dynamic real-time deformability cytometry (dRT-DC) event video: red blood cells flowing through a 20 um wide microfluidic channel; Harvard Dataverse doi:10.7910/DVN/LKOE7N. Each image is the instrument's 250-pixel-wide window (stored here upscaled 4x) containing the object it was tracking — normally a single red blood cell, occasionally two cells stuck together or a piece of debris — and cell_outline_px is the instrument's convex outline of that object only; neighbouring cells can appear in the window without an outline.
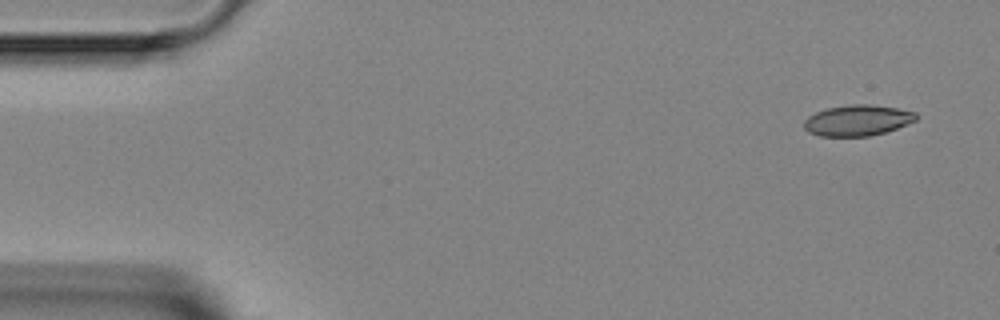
{"species": "Egyptian fruit bat (a non-hibernating species)", "species_latin": "Rousettus aegyptiacus", "temperature_condition": "room temperature", "stored_images_in_passage": 5, "camera_frame_rate_fps": 3000, "um_per_image_px": 0.085, "animal": {"sex": "female"}, "frame": {"image": 1, "passage_image": 1, "time_ms": 0.0, "image_size_px": [1000, 320], "cell_outline_px": [[916, 120], [896, 128], [884, 132], [868, 136], [820, 136], [808, 132], [804, 128], [804, 120], [808, 116], [816, 112], [828, 108], [852, 104], [868, 104], [896, 108], [916, 112]], "centroid_in_image_um": [72.85, 10.23], "position_along_channel_um": 12.1, "area_um2": 19.94}}
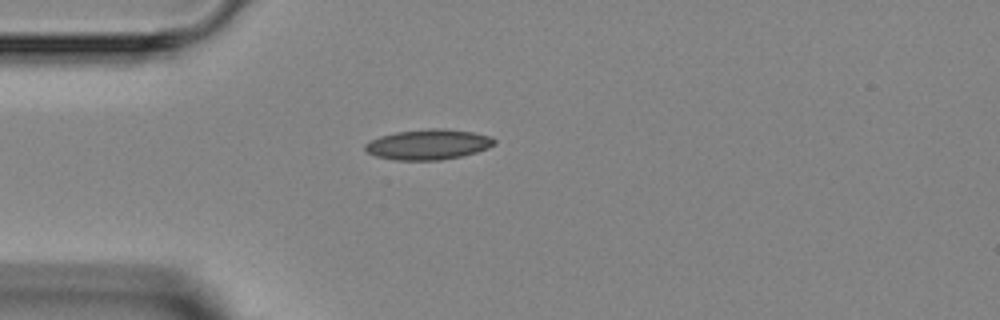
{"frame": {"image": 2, "passage_image": 4, "time_ms": 3.333, "image_size_px": [1000, 320], "cell_outline_px": [[496, 144], [488, 148], [476, 152], [460, 156], [440, 160], [392, 160], [376, 156], [368, 152], [364, 148], [364, 144], [380, 136], [396, 132], [432, 128], [440, 128], [472, 132], [492, 136], [496, 140]], "centroid_in_image_um": [36.42, 12.28], "position_along_channel_um": 48.6, "area_um2": 22.77}}